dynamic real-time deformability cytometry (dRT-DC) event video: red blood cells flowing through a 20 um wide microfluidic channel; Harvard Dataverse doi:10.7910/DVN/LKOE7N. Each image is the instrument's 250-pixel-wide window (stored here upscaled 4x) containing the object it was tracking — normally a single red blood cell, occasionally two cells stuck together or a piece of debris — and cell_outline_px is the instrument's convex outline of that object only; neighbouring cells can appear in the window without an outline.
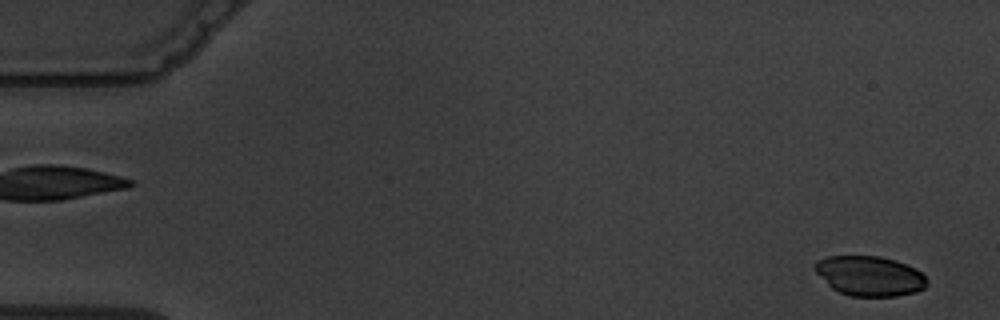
{"species": "common noctule bat (a hibernating species)", "species_latin": "Nyctalus noctula", "temperature_condition": "warm", "stored_images_in_passage": 3, "segment_of_instrument_passage": [2, 2], "camera_frame_rate_fps": 3000, "um_per_image_px": 0.085, "animal": {"sex": "male", "body_mass_g": 19.5, "forearm_length_mm": 54.6}, "frame": {"image": 1, "passage_image": 3, "time_ms": 2.333, "image_size_px": [1000, 320], "cell_outline_px": [[928, 284], [924, 288], [916, 292], [896, 296], [852, 296], [840, 292], [832, 288], [812, 268], [812, 264], [816, 260], [828, 256], [880, 256], [896, 260], [916, 268], [928, 280]], "centroid_in_image_um": [73.91, 23.44], "position_along_channel_um": 11.1, "area_um2": 26.18}}